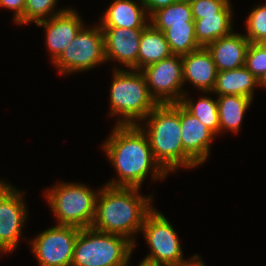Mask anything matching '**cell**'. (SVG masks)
<instances>
[{
  "mask_svg": "<svg viewBox=\"0 0 266 266\" xmlns=\"http://www.w3.org/2000/svg\"><path fill=\"white\" fill-rule=\"evenodd\" d=\"M139 189L105 184L98 190L91 227L101 232L125 236L135 244V234L141 232L145 217L153 209L150 205L153 196H141Z\"/></svg>",
  "mask_w": 266,
  "mask_h": 266,
  "instance_id": "obj_2",
  "label": "cell"
},
{
  "mask_svg": "<svg viewBox=\"0 0 266 266\" xmlns=\"http://www.w3.org/2000/svg\"><path fill=\"white\" fill-rule=\"evenodd\" d=\"M141 71L145 75L149 93L157 104L180 103L185 94V91L182 92L184 81L181 55L172 54Z\"/></svg>",
  "mask_w": 266,
  "mask_h": 266,
  "instance_id": "obj_9",
  "label": "cell"
},
{
  "mask_svg": "<svg viewBox=\"0 0 266 266\" xmlns=\"http://www.w3.org/2000/svg\"><path fill=\"white\" fill-rule=\"evenodd\" d=\"M144 29L102 27L106 62L116 60L128 69L137 70L139 43Z\"/></svg>",
  "mask_w": 266,
  "mask_h": 266,
  "instance_id": "obj_12",
  "label": "cell"
},
{
  "mask_svg": "<svg viewBox=\"0 0 266 266\" xmlns=\"http://www.w3.org/2000/svg\"><path fill=\"white\" fill-rule=\"evenodd\" d=\"M80 228L56 225L30 241L40 266H71Z\"/></svg>",
  "mask_w": 266,
  "mask_h": 266,
  "instance_id": "obj_10",
  "label": "cell"
},
{
  "mask_svg": "<svg viewBox=\"0 0 266 266\" xmlns=\"http://www.w3.org/2000/svg\"><path fill=\"white\" fill-rule=\"evenodd\" d=\"M147 17L145 6L140 0H114L101 17L100 26L146 28L150 24L146 21Z\"/></svg>",
  "mask_w": 266,
  "mask_h": 266,
  "instance_id": "obj_17",
  "label": "cell"
},
{
  "mask_svg": "<svg viewBox=\"0 0 266 266\" xmlns=\"http://www.w3.org/2000/svg\"><path fill=\"white\" fill-rule=\"evenodd\" d=\"M244 66L260 81L266 74V50L260 43H250Z\"/></svg>",
  "mask_w": 266,
  "mask_h": 266,
  "instance_id": "obj_27",
  "label": "cell"
},
{
  "mask_svg": "<svg viewBox=\"0 0 266 266\" xmlns=\"http://www.w3.org/2000/svg\"><path fill=\"white\" fill-rule=\"evenodd\" d=\"M57 1L58 0H26L24 9V24H29L33 21L38 23L40 21L47 20L68 9H59L56 13H54L53 10H55L54 7L56 6Z\"/></svg>",
  "mask_w": 266,
  "mask_h": 266,
  "instance_id": "obj_25",
  "label": "cell"
},
{
  "mask_svg": "<svg viewBox=\"0 0 266 266\" xmlns=\"http://www.w3.org/2000/svg\"><path fill=\"white\" fill-rule=\"evenodd\" d=\"M183 81H189L204 93L213 91L216 83L217 69L206 47H200L182 55Z\"/></svg>",
  "mask_w": 266,
  "mask_h": 266,
  "instance_id": "obj_15",
  "label": "cell"
},
{
  "mask_svg": "<svg viewBox=\"0 0 266 266\" xmlns=\"http://www.w3.org/2000/svg\"><path fill=\"white\" fill-rule=\"evenodd\" d=\"M134 246L125 236L83 228L75 242L71 266H129Z\"/></svg>",
  "mask_w": 266,
  "mask_h": 266,
  "instance_id": "obj_5",
  "label": "cell"
},
{
  "mask_svg": "<svg viewBox=\"0 0 266 266\" xmlns=\"http://www.w3.org/2000/svg\"><path fill=\"white\" fill-rule=\"evenodd\" d=\"M138 266H156V265L148 263V262H145V261L142 260Z\"/></svg>",
  "mask_w": 266,
  "mask_h": 266,
  "instance_id": "obj_33",
  "label": "cell"
},
{
  "mask_svg": "<svg viewBox=\"0 0 266 266\" xmlns=\"http://www.w3.org/2000/svg\"><path fill=\"white\" fill-rule=\"evenodd\" d=\"M171 55L172 53L164 33L156 30L151 24H149L143 30L140 39L137 70L141 71L146 66L159 62Z\"/></svg>",
  "mask_w": 266,
  "mask_h": 266,
  "instance_id": "obj_20",
  "label": "cell"
},
{
  "mask_svg": "<svg viewBox=\"0 0 266 266\" xmlns=\"http://www.w3.org/2000/svg\"><path fill=\"white\" fill-rule=\"evenodd\" d=\"M147 134L156 162L168 174L180 166H199L185 151L181 140L180 103L158 104L146 117Z\"/></svg>",
  "mask_w": 266,
  "mask_h": 266,
  "instance_id": "obj_3",
  "label": "cell"
},
{
  "mask_svg": "<svg viewBox=\"0 0 266 266\" xmlns=\"http://www.w3.org/2000/svg\"><path fill=\"white\" fill-rule=\"evenodd\" d=\"M149 23L159 31L164 32L172 25L194 22L190 2L176 1L155 11L147 18Z\"/></svg>",
  "mask_w": 266,
  "mask_h": 266,
  "instance_id": "obj_22",
  "label": "cell"
},
{
  "mask_svg": "<svg viewBox=\"0 0 266 266\" xmlns=\"http://www.w3.org/2000/svg\"><path fill=\"white\" fill-rule=\"evenodd\" d=\"M230 0H194L190 2L193 20L220 13Z\"/></svg>",
  "mask_w": 266,
  "mask_h": 266,
  "instance_id": "obj_28",
  "label": "cell"
},
{
  "mask_svg": "<svg viewBox=\"0 0 266 266\" xmlns=\"http://www.w3.org/2000/svg\"><path fill=\"white\" fill-rule=\"evenodd\" d=\"M245 23V36L250 43H260L266 39V4L253 8Z\"/></svg>",
  "mask_w": 266,
  "mask_h": 266,
  "instance_id": "obj_26",
  "label": "cell"
},
{
  "mask_svg": "<svg viewBox=\"0 0 266 266\" xmlns=\"http://www.w3.org/2000/svg\"><path fill=\"white\" fill-rule=\"evenodd\" d=\"M46 193L48 204L57 224L91 227L95 218L98 192L81 183H56Z\"/></svg>",
  "mask_w": 266,
  "mask_h": 266,
  "instance_id": "obj_6",
  "label": "cell"
},
{
  "mask_svg": "<svg viewBox=\"0 0 266 266\" xmlns=\"http://www.w3.org/2000/svg\"><path fill=\"white\" fill-rule=\"evenodd\" d=\"M113 72L109 115H118L117 125H138L158 105L149 93L145 75L132 69L114 68Z\"/></svg>",
  "mask_w": 266,
  "mask_h": 266,
  "instance_id": "obj_4",
  "label": "cell"
},
{
  "mask_svg": "<svg viewBox=\"0 0 266 266\" xmlns=\"http://www.w3.org/2000/svg\"><path fill=\"white\" fill-rule=\"evenodd\" d=\"M250 42L242 34L232 32L206 46L218 72L238 69L244 66L247 48Z\"/></svg>",
  "mask_w": 266,
  "mask_h": 266,
  "instance_id": "obj_16",
  "label": "cell"
},
{
  "mask_svg": "<svg viewBox=\"0 0 266 266\" xmlns=\"http://www.w3.org/2000/svg\"><path fill=\"white\" fill-rule=\"evenodd\" d=\"M220 132H238L243 116L253 99L239 95H217ZM225 129V130H224Z\"/></svg>",
  "mask_w": 266,
  "mask_h": 266,
  "instance_id": "obj_21",
  "label": "cell"
},
{
  "mask_svg": "<svg viewBox=\"0 0 266 266\" xmlns=\"http://www.w3.org/2000/svg\"><path fill=\"white\" fill-rule=\"evenodd\" d=\"M175 266H206L204 261L200 259L199 255L195 254L190 260H182Z\"/></svg>",
  "mask_w": 266,
  "mask_h": 266,
  "instance_id": "obj_31",
  "label": "cell"
},
{
  "mask_svg": "<svg viewBox=\"0 0 266 266\" xmlns=\"http://www.w3.org/2000/svg\"><path fill=\"white\" fill-rule=\"evenodd\" d=\"M163 33L174 55L182 56L200 48L195 36L194 22L172 25Z\"/></svg>",
  "mask_w": 266,
  "mask_h": 266,
  "instance_id": "obj_23",
  "label": "cell"
},
{
  "mask_svg": "<svg viewBox=\"0 0 266 266\" xmlns=\"http://www.w3.org/2000/svg\"><path fill=\"white\" fill-rule=\"evenodd\" d=\"M184 94L180 104L193 116L197 117L204 125H206L215 135L220 132L217 99L211 97H200L197 102Z\"/></svg>",
  "mask_w": 266,
  "mask_h": 266,
  "instance_id": "obj_24",
  "label": "cell"
},
{
  "mask_svg": "<svg viewBox=\"0 0 266 266\" xmlns=\"http://www.w3.org/2000/svg\"><path fill=\"white\" fill-rule=\"evenodd\" d=\"M82 22L79 14L74 9L68 8L47 20L36 23L37 26L45 28L46 45L51 54L52 63L84 27Z\"/></svg>",
  "mask_w": 266,
  "mask_h": 266,
  "instance_id": "obj_13",
  "label": "cell"
},
{
  "mask_svg": "<svg viewBox=\"0 0 266 266\" xmlns=\"http://www.w3.org/2000/svg\"><path fill=\"white\" fill-rule=\"evenodd\" d=\"M141 3L145 6L146 12L150 17L155 11L163 7H167L170 4L178 0H140Z\"/></svg>",
  "mask_w": 266,
  "mask_h": 266,
  "instance_id": "obj_30",
  "label": "cell"
},
{
  "mask_svg": "<svg viewBox=\"0 0 266 266\" xmlns=\"http://www.w3.org/2000/svg\"><path fill=\"white\" fill-rule=\"evenodd\" d=\"M231 10V3H229L220 13L194 21L195 36L200 47H206L213 41L232 33L233 12Z\"/></svg>",
  "mask_w": 266,
  "mask_h": 266,
  "instance_id": "obj_19",
  "label": "cell"
},
{
  "mask_svg": "<svg viewBox=\"0 0 266 266\" xmlns=\"http://www.w3.org/2000/svg\"><path fill=\"white\" fill-rule=\"evenodd\" d=\"M102 147L118 174L117 179L111 180L106 185L140 188L149 172H152L153 180L165 179L167 176L154 159L149 139L140 123L116 124Z\"/></svg>",
  "mask_w": 266,
  "mask_h": 266,
  "instance_id": "obj_1",
  "label": "cell"
},
{
  "mask_svg": "<svg viewBox=\"0 0 266 266\" xmlns=\"http://www.w3.org/2000/svg\"><path fill=\"white\" fill-rule=\"evenodd\" d=\"M178 1L191 2V1H194V0H178Z\"/></svg>",
  "mask_w": 266,
  "mask_h": 266,
  "instance_id": "obj_35",
  "label": "cell"
},
{
  "mask_svg": "<svg viewBox=\"0 0 266 266\" xmlns=\"http://www.w3.org/2000/svg\"><path fill=\"white\" fill-rule=\"evenodd\" d=\"M259 86L266 87V74L263 76V78L259 81Z\"/></svg>",
  "mask_w": 266,
  "mask_h": 266,
  "instance_id": "obj_32",
  "label": "cell"
},
{
  "mask_svg": "<svg viewBox=\"0 0 266 266\" xmlns=\"http://www.w3.org/2000/svg\"><path fill=\"white\" fill-rule=\"evenodd\" d=\"M259 80L245 67L217 72L212 93L217 95H239L253 99L254 87Z\"/></svg>",
  "mask_w": 266,
  "mask_h": 266,
  "instance_id": "obj_18",
  "label": "cell"
},
{
  "mask_svg": "<svg viewBox=\"0 0 266 266\" xmlns=\"http://www.w3.org/2000/svg\"><path fill=\"white\" fill-rule=\"evenodd\" d=\"M141 232L151 249L143 261L156 266H175L184 259L176 231L158 210L153 208L147 214Z\"/></svg>",
  "mask_w": 266,
  "mask_h": 266,
  "instance_id": "obj_7",
  "label": "cell"
},
{
  "mask_svg": "<svg viewBox=\"0 0 266 266\" xmlns=\"http://www.w3.org/2000/svg\"><path fill=\"white\" fill-rule=\"evenodd\" d=\"M21 191L0 181V253L13 252L23 234L27 206Z\"/></svg>",
  "mask_w": 266,
  "mask_h": 266,
  "instance_id": "obj_11",
  "label": "cell"
},
{
  "mask_svg": "<svg viewBox=\"0 0 266 266\" xmlns=\"http://www.w3.org/2000/svg\"><path fill=\"white\" fill-rule=\"evenodd\" d=\"M26 0H0V7L14 11V21L17 24H24V9Z\"/></svg>",
  "mask_w": 266,
  "mask_h": 266,
  "instance_id": "obj_29",
  "label": "cell"
},
{
  "mask_svg": "<svg viewBox=\"0 0 266 266\" xmlns=\"http://www.w3.org/2000/svg\"><path fill=\"white\" fill-rule=\"evenodd\" d=\"M105 61L104 34L99 25L92 29L83 27L53 64L61 75H68L92 69Z\"/></svg>",
  "mask_w": 266,
  "mask_h": 266,
  "instance_id": "obj_8",
  "label": "cell"
},
{
  "mask_svg": "<svg viewBox=\"0 0 266 266\" xmlns=\"http://www.w3.org/2000/svg\"><path fill=\"white\" fill-rule=\"evenodd\" d=\"M181 140L184 151L199 165L209 157L215 134L180 104ZM212 141V142H211Z\"/></svg>",
  "mask_w": 266,
  "mask_h": 266,
  "instance_id": "obj_14",
  "label": "cell"
},
{
  "mask_svg": "<svg viewBox=\"0 0 266 266\" xmlns=\"http://www.w3.org/2000/svg\"><path fill=\"white\" fill-rule=\"evenodd\" d=\"M260 44L264 47V49L266 50V39L262 40L260 42Z\"/></svg>",
  "mask_w": 266,
  "mask_h": 266,
  "instance_id": "obj_34",
  "label": "cell"
}]
</instances>
